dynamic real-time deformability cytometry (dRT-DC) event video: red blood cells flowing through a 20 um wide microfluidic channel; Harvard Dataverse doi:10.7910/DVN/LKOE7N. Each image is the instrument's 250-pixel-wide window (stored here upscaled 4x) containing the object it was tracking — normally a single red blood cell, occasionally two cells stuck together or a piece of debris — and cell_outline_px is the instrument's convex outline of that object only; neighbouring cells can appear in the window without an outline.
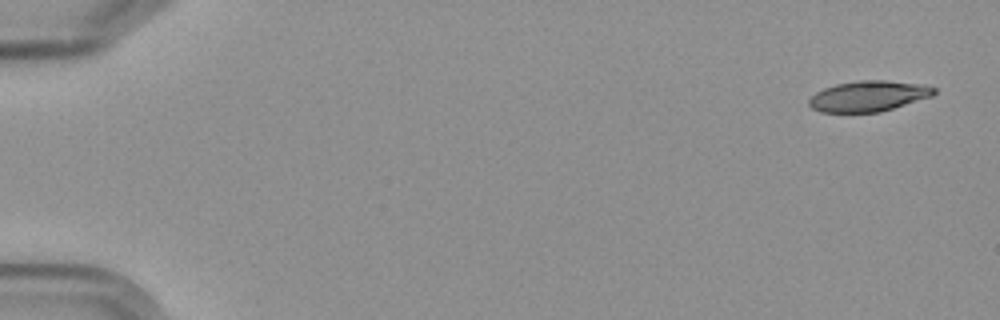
{"species": "Egyptian fruit bat (a non-hibernating species)", "species_latin": "Rousettus aegyptiacus", "temperature_condition": "cold", "stored_images_in_passage": 8, "camera_frame_rate_fps": 3000, "um_per_image_px": 0.085, "frame": {"image": 1, "passage_image": 1, "time_ms": 0.0, "image_size_px": [1000, 320], "cell_outline_px": [[936, 92], [932, 96], [880, 112], [820, 112], [812, 108], [808, 104], [808, 100], [816, 92], [824, 88], [836, 84], [860, 80], [884, 80], [924, 84], [936, 88]], "centroid_in_image_um": [73.82, 8.16], "position_along_channel_um": 11.2, "area_um2": 22.31}}
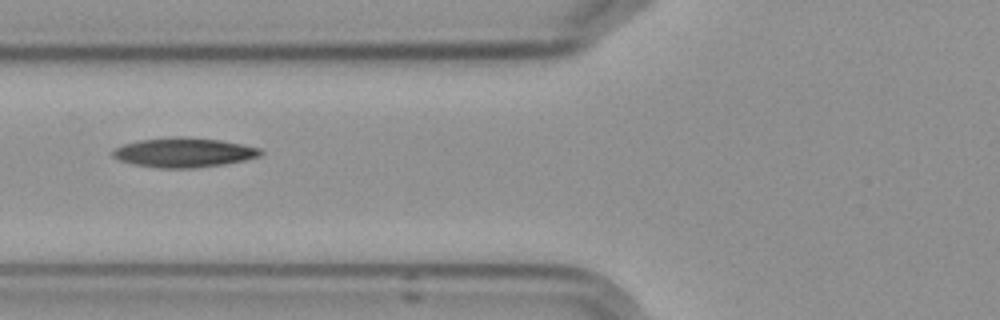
{"frame": {"image": 2, "passage_image": 7, "time_ms": 7.0, "image_size_px": [1000, 320], "cell_outline_px": [[264, 152], [260, 156], [244, 160], [224, 164], [196, 168], [160, 168], [132, 164], [120, 160], [112, 156], [112, 148], [136, 140], [176, 136], [184, 136], [220, 140], [260, 148]], "centroid_in_image_um": [15.59, 12.96], "position_along_channel_um": 110.2, "area_um2": 25.61}}
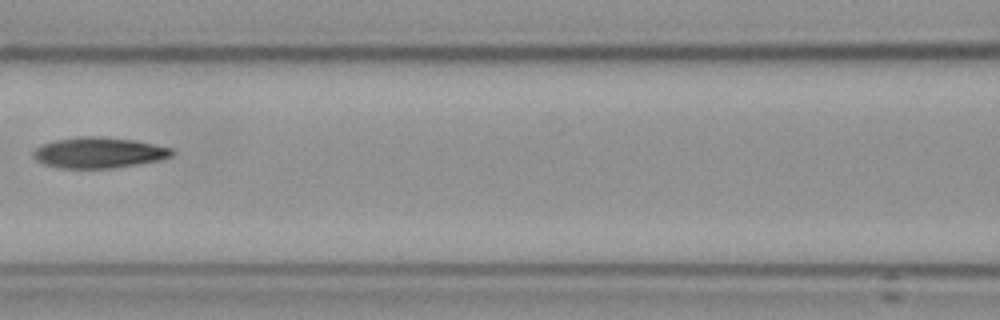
{"frame": {"image": 3, "passage_image": 8, "time_ms": 8.333, "image_size_px": [1000, 320], "cell_outline_px": [[176, 152], [172, 156], [156, 160], [116, 168], [60, 168], [44, 164], [36, 160], [32, 156], [32, 152], [40, 144], [56, 140], [80, 136], [104, 136], [136, 140], [172, 148]], "centroid_in_image_um": [8.38, 12.96], "position_along_channel_um": 158.2, "area_um2": 25.03}}